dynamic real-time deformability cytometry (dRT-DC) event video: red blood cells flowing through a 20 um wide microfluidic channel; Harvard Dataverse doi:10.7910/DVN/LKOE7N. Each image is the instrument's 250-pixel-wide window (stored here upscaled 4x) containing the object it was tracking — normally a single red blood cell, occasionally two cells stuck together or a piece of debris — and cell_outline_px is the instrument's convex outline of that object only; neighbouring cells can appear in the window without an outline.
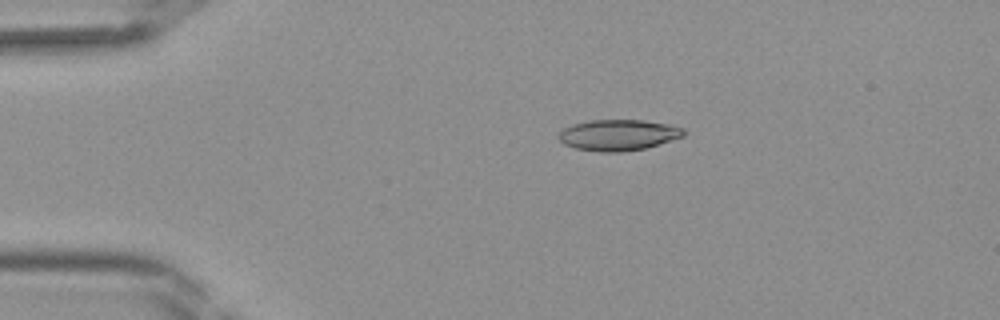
{"species": "Egyptian fruit bat (a non-hibernating species)", "species_latin": "Rousettus aegyptiacus", "temperature_condition": "room temperature", "stored_images_in_passage": 34, "camera_frame_rate_fps": 3000, "um_per_image_px": 0.085, "frame": {"image": 1, "passage_image": 1, "time_ms": 0.0, "image_size_px": [1000, 320], "cell_outline_px": [[688, 132], [684, 136], [660, 144], [644, 148], [624, 152], [600, 152], [576, 148], [564, 144], [556, 136], [564, 128], [572, 124], [592, 120], [644, 120], [668, 124], [684, 128]], "centroid_in_image_um": [52.58, 11.47], "position_along_channel_um": 32.4, "area_um2": 22.72}}
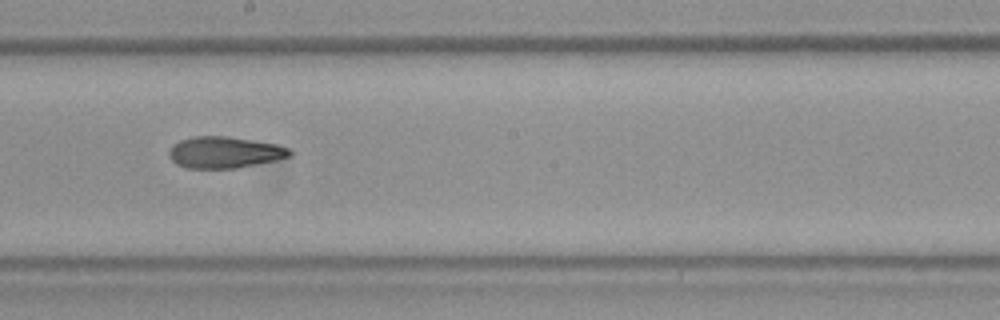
{"frame": {"image": 2, "passage_image": 16, "time_ms": 5.0, "image_size_px": [1000, 320], "cell_outline_px": [[292, 156], [276, 160], [236, 168], [184, 168], [176, 164], [168, 156], [168, 152], [172, 144], [180, 140], [196, 136], [228, 136], [276, 144], [288, 148], [292, 152]], "centroid_in_image_um": [19.06, 12.95], "position_along_channel_um": 229.1, "area_um2": 22.2}}
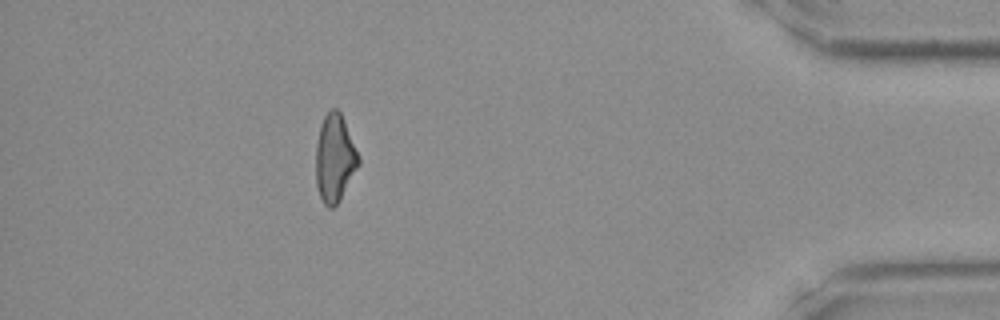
{"frame": {"image": 3, "passage_image": 30, "time_ms": 9.667, "image_size_px": [1000, 320], "cell_outline_px": [[360, 164], [340, 200], [332, 208], [328, 208], [324, 204], [320, 196], [316, 184], [316, 144], [320, 124], [324, 116], [332, 108], [336, 108], [340, 112], [344, 120], [360, 156]], "centroid_in_image_um": [28.46, 13.45], "position_along_channel_um": 406.7, "area_um2": 21.91}}